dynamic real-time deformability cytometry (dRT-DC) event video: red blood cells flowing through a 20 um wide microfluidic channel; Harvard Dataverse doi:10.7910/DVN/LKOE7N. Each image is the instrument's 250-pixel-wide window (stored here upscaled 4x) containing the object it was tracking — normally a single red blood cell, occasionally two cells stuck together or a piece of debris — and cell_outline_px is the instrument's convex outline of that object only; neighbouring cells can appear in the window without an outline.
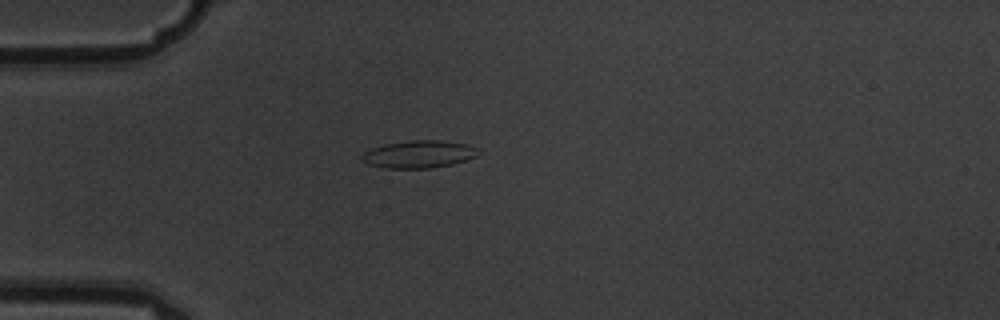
{"species": "common noctule bat (a hibernating species)", "species_latin": "Nyctalus noctula", "temperature_condition": "warm", "stored_images_in_passage": 5, "camera_frame_rate_fps": 3000, "um_per_image_px": 0.085, "animal": {"sex": "male", "body_mass_g": 19.5, "forearm_length_mm": 54.6}, "frame": {"image": 1, "passage_image": 4, "time_ms": 1.0, "image_size_px": [1000, 320], "cell_outline_px": [[476, 156], [452, 164], [428, 168], [384, 168], [368, 164], [364, 160], [364, 152], [372, 148], [384, 144], [408, 140], [440, 140], [468, 144], [476, 148]], "centroid_in_image_um": [35.59, 13.1], "position_along_channel_um": 49.4, "area_um2": 18.32}}